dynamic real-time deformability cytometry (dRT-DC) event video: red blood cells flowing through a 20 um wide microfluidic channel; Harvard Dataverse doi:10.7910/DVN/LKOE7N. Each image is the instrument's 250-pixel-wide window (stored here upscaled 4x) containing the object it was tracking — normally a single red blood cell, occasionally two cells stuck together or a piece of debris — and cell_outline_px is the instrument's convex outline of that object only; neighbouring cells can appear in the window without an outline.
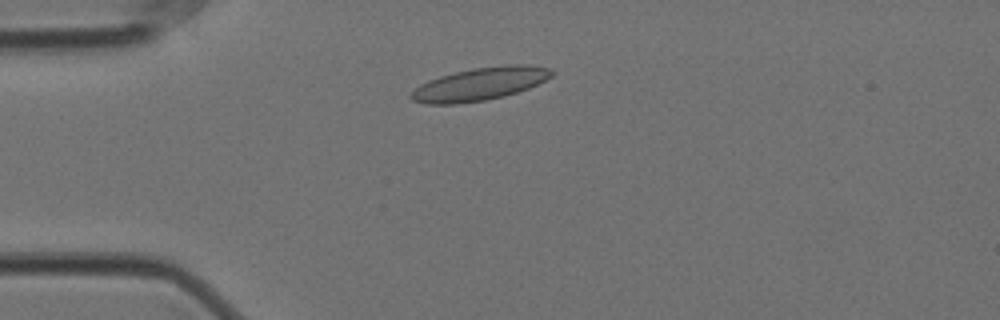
{"species": "Egyptian fruit bat (a non-hibernating species)", "species_latin": "Rousettus aegyptiacus", "temperature_condition": "cold", "stored_images_in_passage": 52, "camera_frame_rate_fps": 3000, "um_per_image_px": 0.085, "animal": {"sex": "female"}, "frame": {"image": 1, "passage_image": 9, "time_ms": 2.667, "image_size_px": [1000, 320], "cell_outline_px": [[556, 72], [552, 76], [528, 88], [504, 96], [484, 100], [456, 104], [424, 104], [412, 100], [408, 96], [420, 84], [428, 80], [440, 76], [472, 68], [508, 64], [532, 64], [552, 68]], "centroid_in_image_um": [40.81, 7.12], "position_along_channel_um": 44.2, "area_um2": 27.05}}
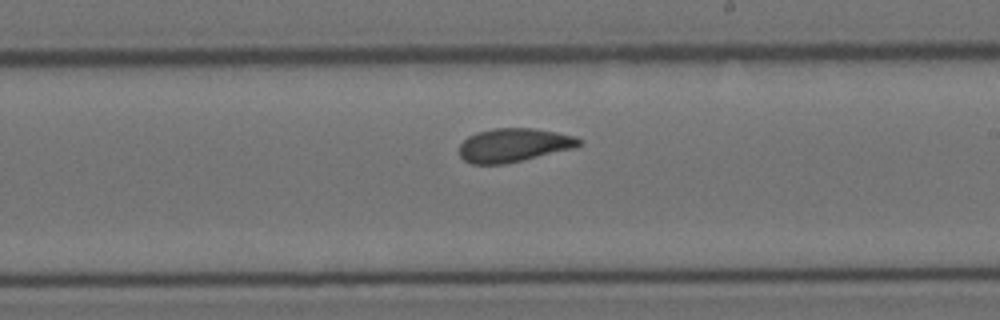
{"frame": {"image": 2, "passage_image": 28, "time_ms": 9.0, "image_size_px": [1000, 320], "cell_outline_px": [[580, 144], [576, 148], [504, 164], [472, 164], [464, 160], [460, 156], [460, 144], [468, 136], [476, 132], [492, 128], [532, 128], [556, 132], [576, 136], [580, 140]], "centroid_in_image_um": [43.66, 12.33], "position_along_channel_um": 245.3, "area_um2": 23.47}}
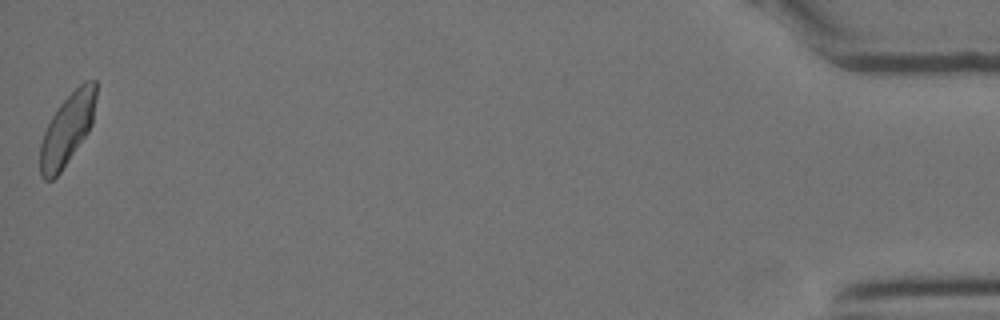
{"frame": {"image": 3, "passage_image": 52, "time_ms": 17.0, "image_size_px": [1000, 320], "cell_outline_px": [[96, 96], [92, 124], [88, 132], [60, 172], [52, 180], [44, 180], [40, 176], [40, 144], [44, 132], [52, 116], [60, 104], [84, 80], [96, 80]], "centroid_in_image_um": [5.71, 10.99], "position_along_channel_um": 429.5, "area_um2": 22.95}, "authors_computed_cell_mechanics": {"area_um2": 23.6113, "velocity_mm_per_s": 3.4969, "shape_relaxation_time_tau1_ms": 5.3697, "shape_relaxation_time_tau2_ms": 1.5283, "deformation_change_tau1": 0.131, "deformation_change_tau2": 0.0754}}